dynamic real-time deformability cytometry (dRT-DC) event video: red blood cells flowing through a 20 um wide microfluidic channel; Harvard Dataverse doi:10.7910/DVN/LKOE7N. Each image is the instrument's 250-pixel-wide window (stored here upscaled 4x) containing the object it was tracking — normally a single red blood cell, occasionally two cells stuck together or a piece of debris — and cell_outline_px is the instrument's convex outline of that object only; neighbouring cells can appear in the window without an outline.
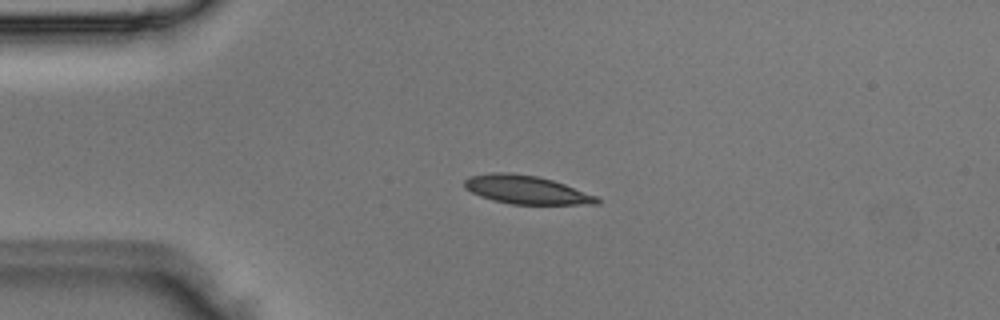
{"species": "Egyptian fruit bat (a non-hibernating species)", "species_latin": "Rousettus aegyptiacus", "temperature_condition": "room temperature", "stored_images_in_passage": 2, "camera_frame_rate_fps": 3000, "um_per_image_px": 0.085, "animal": {"sex": "male"}, "frame": {"image": 1, "passage_image": 2, "time_ms": 0.333, "image_size_px": [1000, 320], "cell_outline_px": [[600, 204], [512, 204], [492, 200], [480, 196], [464, 188], [464, 180], [468, 176], [492, 172], [508, 172], [536, 176], [552, 180], [564, 184], [596, 196], [600, 200]], "centroid_in_image_um": [44.69, 16.12], "position_along_channel_um": 40.3, "area_um2": 21.85}}